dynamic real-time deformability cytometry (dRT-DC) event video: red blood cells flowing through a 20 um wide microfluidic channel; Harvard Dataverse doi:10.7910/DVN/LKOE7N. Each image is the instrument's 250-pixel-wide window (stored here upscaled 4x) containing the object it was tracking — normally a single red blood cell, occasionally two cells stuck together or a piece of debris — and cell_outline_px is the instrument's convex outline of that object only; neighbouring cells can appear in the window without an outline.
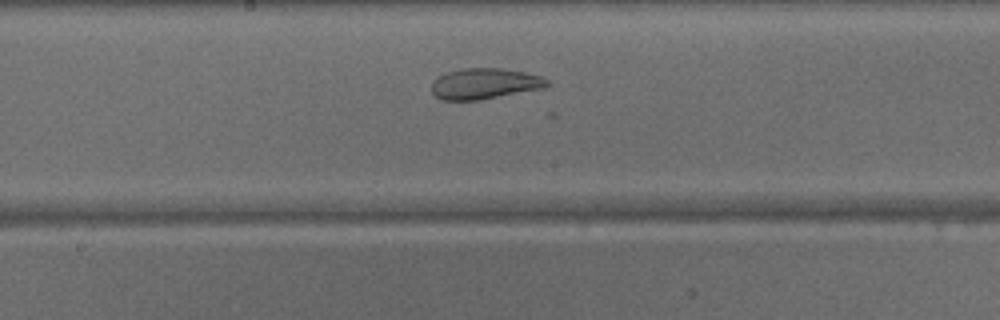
{"species": "common noctule bat (a hibernating species)", "species_latin": "Nyctalus noctula", "temperature_condition": "warm", "stored_images_in_passage": 31, "camera_frame_rate_fps": 3000, "um_per_image_px": 0.085, "animal": {"sex": "male", "body_mass_g": 15.6}, "frame": {"image": 1, "passage_image": 15, "time_ms": 4.667, "image_size_px": [1000, 320], "cell_outline_px": [[552, 84], [544, 88], [480, 100], [440, 100], [432, 92], [432, 84], [440, 76], [448, 72], [464, 68], [500, 68], [524, 72], [540, 76], [548, 80]], "centroid_in_image_um": [41.23, 7.12], "position_along_channel_um": 207.0, "area_um2": 20.63}}
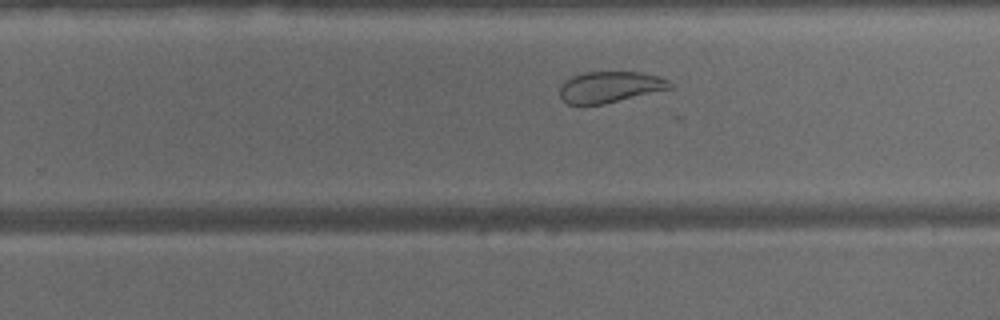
{"frame": {"image": 2, "passage_image": 20, "time_ms": 6.333, "image_size_px": [1000, 320], "cell_outline_px": [[672, 88], [604, 104], [568, 104], [560, 96], [560, 84], [564, 80], [572, 76], [584, 72], [640, 72], [660, 76], [668, 80], [672, 84]], "centroid_in_image_um": [51.84, 7.38], "position_along_channel_um": 278.0, "area_um2": 20.0}}
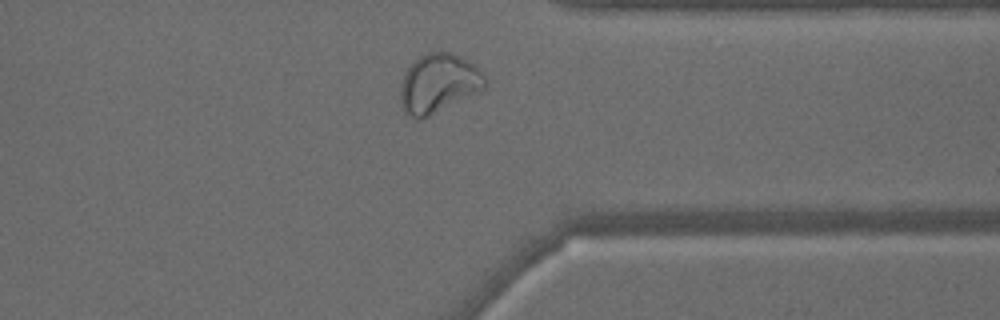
{"frame": {"image": 3, "passage_image": 27, "time_ms": 8.667, "image_size_px": [1000, 320], "cell_outline_px": [[488, 84], [484, 88], [424, 120], [416, 120], [404, 112], [400, 104], [400, 84], [408, 68], [420, 56], [428, 52], [452, 52], [476, 64], [484, 72], [488, 80]], "centroid_in_image_um": [37.29, 7.11], "position_along_channel_um": 374.1, "area_um2": 29.59}}